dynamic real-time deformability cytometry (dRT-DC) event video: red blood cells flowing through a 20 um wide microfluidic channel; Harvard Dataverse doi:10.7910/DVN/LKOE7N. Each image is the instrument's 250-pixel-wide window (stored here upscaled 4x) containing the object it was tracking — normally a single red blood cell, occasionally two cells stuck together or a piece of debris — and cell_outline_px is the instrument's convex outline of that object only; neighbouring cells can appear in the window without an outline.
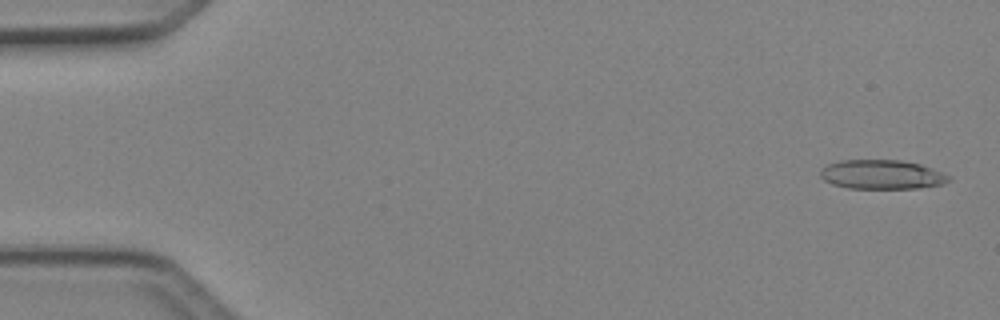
{"species": "Egyptian fruit bat (a non-hibernating species)", "species_latin": "Rousettus aegyptiacus", "temperature_condition": "cold", "stored_images_in_passage": 46, "camera_frame_rate_fps": 3000, "um_per_image_px": 0.085, "animal": {"sex": "female"}, "frame": {"image": 1, "passage_image": 2, "time_ms": 0.333, "image_size_px": [1000, 320], "cell_outline_px": [[952, 180], [944, 184], [916, 188], [848, 188], [832, 184], [824, 180], [820, 176], [820, 168], [828, 164], [840, 160], [900, 160], [920, 164], [944, 172], [952, 176]], "centroid_in_image_um": [74.98, 14.83], "position_along_channel_um": 10.0, "area_um2": 22.08}}
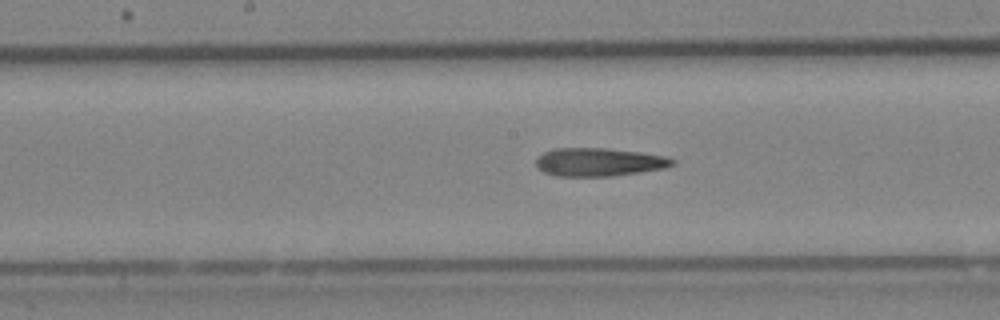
{"frame": {"image": 2, "passage_image": 25, "time_ms": 8.0, "image_size_px": [1000, 320], "cell_outline_px": [[676, 164], [664, 168], [640, 172], [612, 176], [556, 176], [544, 172], [536, 164], [536, 156], [552, 148], [604, 148], [640, 152], [664, 156], [676, 160]], "centroid_in_image_um": [50.9, 13.77], "position_along_channel_um": 197.3, "area_um2": 22.48}}
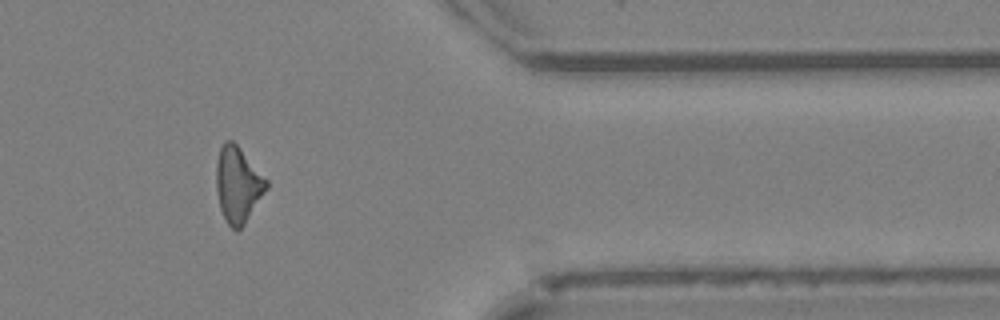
{"frame": {"image": 3, "passage_image": 40, "time_ms": 13.0, "image_size_px": [1000, 320], "cell_outline_px": [[268, 188], [244, 224], [236, 232], [228, 224], [220, 208], [216, 188], [216, 164], [220, 148], [224, 140], [232, 140], [240, 148], [268, 180]], "centroid_in_image_um": [20.22, 15.68], "position_along_channel_um": 391.2, "area_um2": 22.02}}